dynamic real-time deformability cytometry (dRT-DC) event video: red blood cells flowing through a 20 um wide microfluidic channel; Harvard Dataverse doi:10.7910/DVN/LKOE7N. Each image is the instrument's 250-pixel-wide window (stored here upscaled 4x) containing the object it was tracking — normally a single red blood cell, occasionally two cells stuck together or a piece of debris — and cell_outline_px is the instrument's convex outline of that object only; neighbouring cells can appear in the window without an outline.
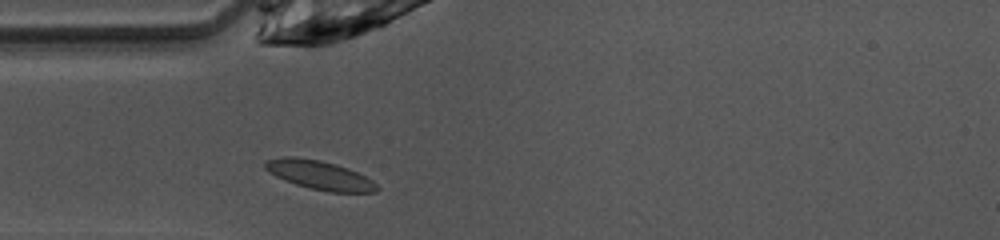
{"species": "common noctule bat (a hibernating species)", "species_latin": "Nyctalus noctula", "temperature_condition": "warm", "stored_images_in_passage": 31, "camera_frame_rate_fps": 3000, "um_per_image_px": 0.085, "animal": {"sex": "female", "body_mass_g": 10.0, "forearm_length_mm": 53.1}, "frame": {"image": 1, "passage_image": 1, "time_ms": 0.0, "image_size_px": [1000, 240], "cell_outline_px": [[380, 188], [376, 192], [328, 192], [308, 188], [284, 180], [268, 172], [264, 168], [264, 164], [268, 160], [284, 156], [292, 156], [320, 160], [336, 164], [348, 168], [372, 180]], "centroid_in_image_um": [27.15, 14.88], "position_along_channel_um": 57.8, "area_um2": 18.84}}
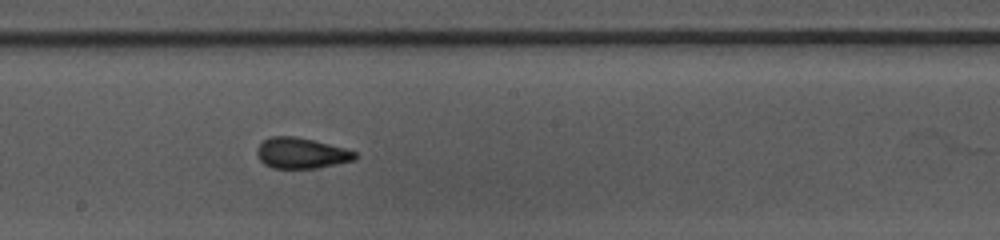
{"frame": {"image": 2, "passage_image": 13, "time_ms": 4.0, "image_size_px": [1000, 240], "cell_outline_px": [[360, 156], [356, 160], [316, 168], [272, 168], [264, 164], [256, 156], [256, 148], [264, 140], [272, 136], [296, 136], [344, 148], [356, 152]], "centroid_in_image_um": [25.61, 13.02], "position_along_channel_um": 222.6, "area_um2": 17.63}}
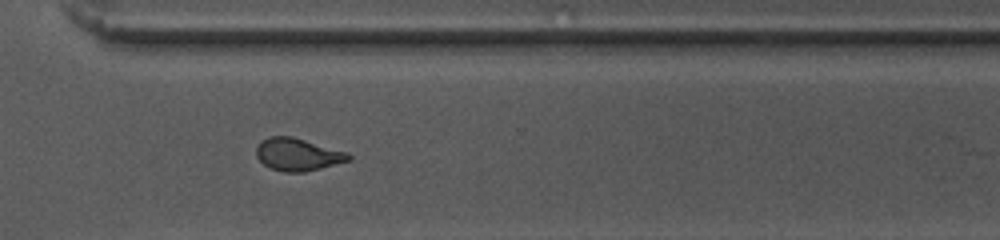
{"frame": {"image": 3, "passage_image": 22, "time_ms": 7.0, "image_size_px": [1000, 240], "cell_outline_px": [[352, 160], [304, 172], [284, 172], [272, 168], [264, 164], [256, 156], [256, 148], [260, 140], [268, 136], [292, 136], [348, 152], [352, 156]], "centroid_in_image_um": [25.31, 13.12], "position_along_channel_um": 345.3, "area_um2": 17.57}, "authors_computed_cell_mechanics": {"area_um2": 17.629, "velocity_mm_per_s": 4.1094, "shape_relaxation_time_tau1_ms": 6.7546, "shape_relaxation_time_tau2_ms": 1.4596, "deformation_change_tau1": 0.1611, "deformation_change_tau2": 0.0824}}